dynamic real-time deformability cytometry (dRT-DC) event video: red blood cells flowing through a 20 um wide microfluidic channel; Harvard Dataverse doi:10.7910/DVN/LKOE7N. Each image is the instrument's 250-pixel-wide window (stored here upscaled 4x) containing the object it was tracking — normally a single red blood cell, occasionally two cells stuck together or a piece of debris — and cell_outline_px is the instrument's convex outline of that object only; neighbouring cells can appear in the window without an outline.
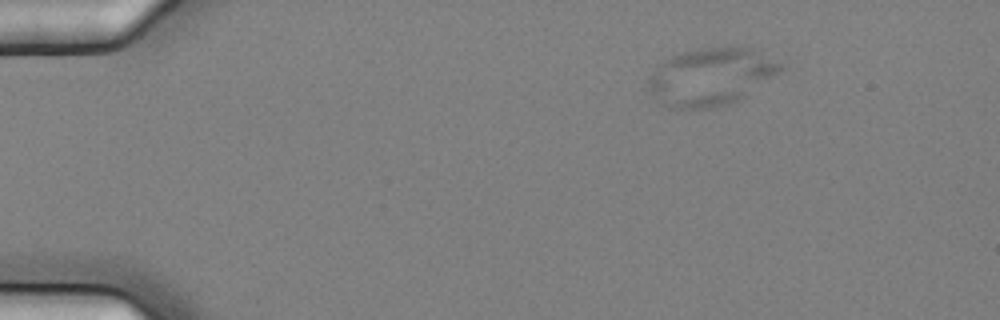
{"species": "common noctule bat (a hibernating species)", "species_latin": "Nyctalus noctula", "temperature_condition": "cold", "stored_images_in_passage": 3, "camera_frame_rate_fps": 3000, "um_per_image_px": 0.085, "animal": {"sex": "female", "body_mass_g": 25.1}, "frame": {"image": 1, "passage_image": 1, "time_ms": 0.0, "image_size_px": [1000, 320], "cell_outline_px": [[784, 68], [780, 72], [744, 96], [728, 104], [712, 108], [668, 108], [660, 104], [648, 88], [648, 76], [664, 60], [672, 56], [696, 48], [748, 48], [784, 64]], "centroid_in_image_um": [60.37, 6.54], "position_along_channel_um": 24.6, "area_um2": 43.64}}